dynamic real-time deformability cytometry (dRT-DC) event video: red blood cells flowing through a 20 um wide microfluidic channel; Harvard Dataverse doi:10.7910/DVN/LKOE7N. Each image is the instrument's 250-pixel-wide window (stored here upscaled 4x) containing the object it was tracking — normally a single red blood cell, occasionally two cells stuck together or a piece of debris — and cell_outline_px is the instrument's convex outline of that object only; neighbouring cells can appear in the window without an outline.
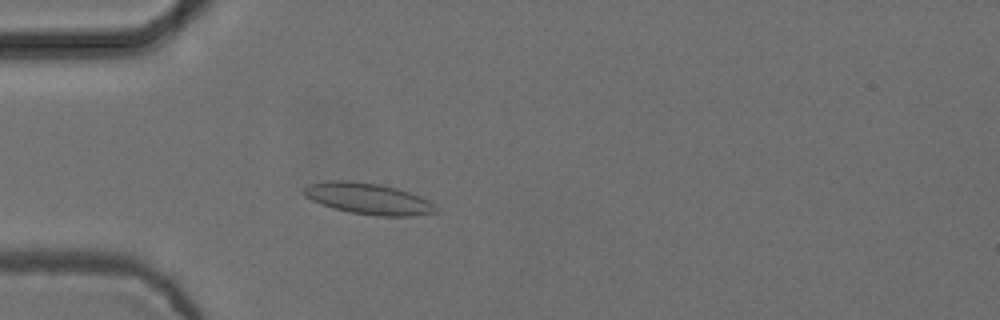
{"species": "common noctule bat (a hibernating species)", "species_latin": "Nyctalus noctula", "temperature_condition": "cold", "stored_images_in_passage": 54, "camera_frame_rate_fps": 3000, "um_per_image_px": 0.085, "animal": {"sex": "female", "body_mass_g": 24.6, "forearm_length_mm": 56.2}, "frame": {"image": 1, "passage_image": 15, "time_ms": 4.667, "image_size_px": [1000, 320], "cell_outline_px": [[440, 212], [412, 216], [376, 216], [348, 212], [332, 208], [312, 200], [304, 196], [300, 192], [308, 184], [328, 180], [348, 180], [380, 184], [396, 188], [420, 196], [428, 200]], "centroid_in_image_um": [31.26, 16.89], "position_along_channel_um": 53.7, "area_um2": 24.22}}
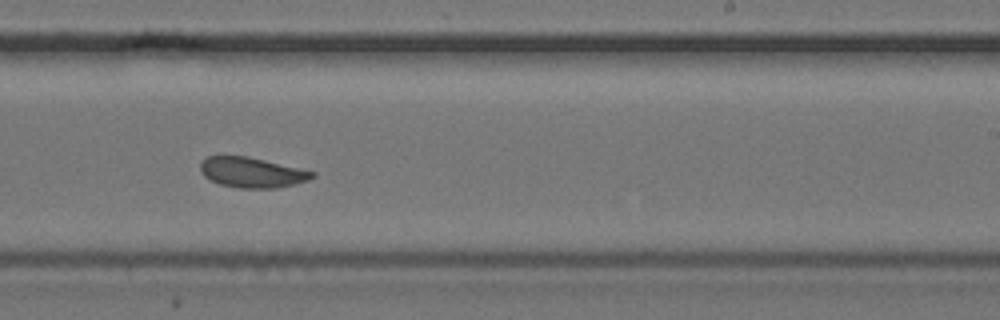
{"frame": {"image": 2, "passage_image": 33, "time_ms": 10.667, "image_size_px": [1000, 320], "cell_outline_px": [[316, 176], [308, 180], [276, 188], [240, 188], [220, 184], [204, 176], [200, 172], [200, 164], [208, 156], [248, 156], [316, 172]], "centroid_in_image_um": [21.42, 14.65], "position_along_channel_um": 267.6, "area_um2": 19.54}}
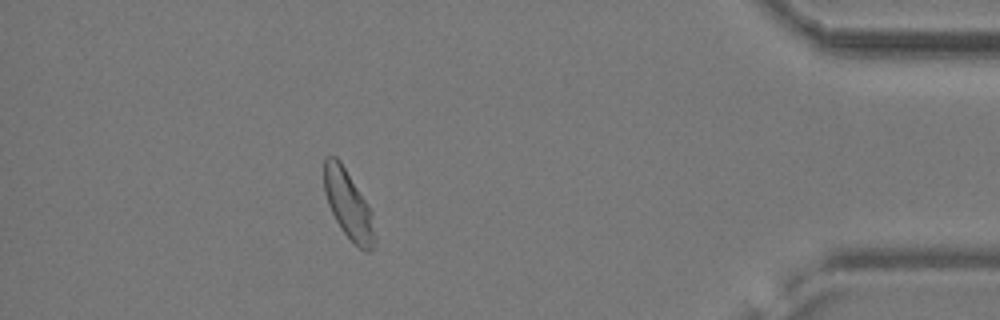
{"frame": {"image": 3, "passage_image": 48, "time_ms": 15.667, "image_size_px": [1000, 320], "cell_outline_px": [[376, 240], [372, 248], [368, 252], [364, 252], [340, 228], [328, 204], [324, 192], [324, 156], [336, 156], [340, 160], [368, 204], [372, 212], [376, 236]], "centroid_in_image_um": [29.62, 17.38], "position_along_channel_um": 405.6, "area_um2": 20.23}, "authors_computed_cell_mechanics": {"area_um2": 20.9236, "velocity_mm_per_s": 3.7182, "shape_relaxation_time_tau1_ms": 6.8231, "shape_relaxation_time_tau2_ms": 1.5661, "deformation_change_tau1": 0.1389, "deformation_change_tau2": 0.057}}